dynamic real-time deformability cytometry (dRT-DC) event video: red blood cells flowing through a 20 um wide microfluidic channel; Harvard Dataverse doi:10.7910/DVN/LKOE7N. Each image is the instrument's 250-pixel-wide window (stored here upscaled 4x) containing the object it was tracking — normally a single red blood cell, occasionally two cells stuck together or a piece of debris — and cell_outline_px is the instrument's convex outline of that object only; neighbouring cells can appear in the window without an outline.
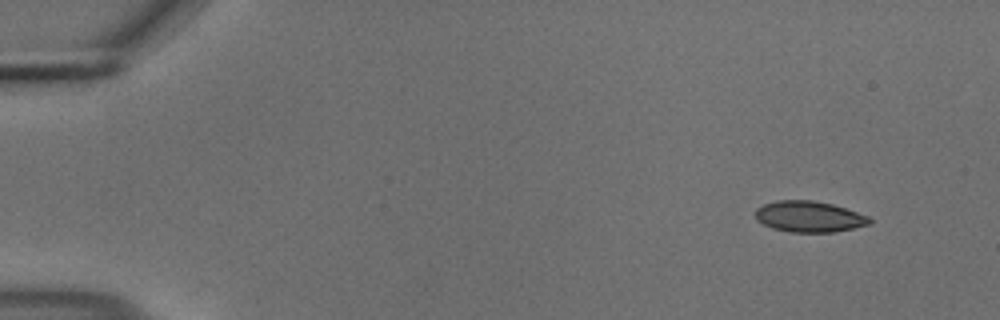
{"species": "common noctule bat (a hibernating species)", "species_latin": "Nyctalus noctula", "temperature_condition": "cold", "stored_images_in_passage": 10, "camera_frame_rate_fps": 3000, "um_per_image_px": 0.085, "animal": {"sex": "male", "body_mass_g": 18.8}, "frame": {"image": 1, "passage_image": 1, "time_ms": 0.0, "image_size_px": [1000, 320], "cell_outline_px": [[872, 224], [832, 232], [788, 232], [772, 228], [756, 220], [756, 208], [764, 204], [776, 200], [812, 200], [832, 204], [868, 216], [872, 220]], "centroid_in_image_um": [68.76, 18.41], "position_along_channel_um": 16.2, "area_um2": 20.58}}